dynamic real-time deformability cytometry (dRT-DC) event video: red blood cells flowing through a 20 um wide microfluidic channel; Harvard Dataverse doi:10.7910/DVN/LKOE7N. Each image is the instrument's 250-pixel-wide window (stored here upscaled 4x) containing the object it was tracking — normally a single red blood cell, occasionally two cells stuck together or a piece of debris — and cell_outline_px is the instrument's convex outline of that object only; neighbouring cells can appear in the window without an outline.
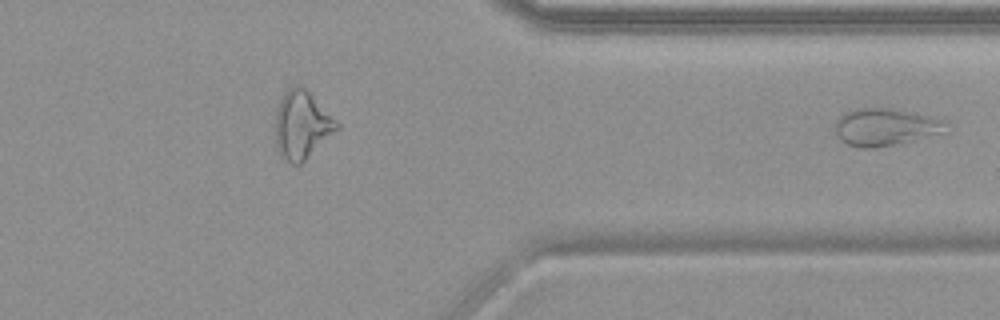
{"species": "common noctule bat (a hibernating species)", "species_latin": "Nyctalus noctula", "temperature_condition": "warm", "stored_images_in_passage": 39, "segment_of_instrument_passage": [2, 2], "camera_frame_rate_fps": 3000, "um_per_image_px": 0.085, "animal": {"sex": "female", "body_mass_g": 19.9}, "frame": {"image": 1, "passage_image": 39, "time_ms": 12.667, "image_size_px": [1000, 320], "cell_outline_px": [[944, 132], [896, 144], [868, 148], [860, 148], [848, 144], [840, 140], [836, 132], [836, 120], [844, 112], [856, 108], [888, 108], [936, 116], [944, 120]], "centroid_in_image_um": [75.23, 10.78], "position_along_channel_um": 336.2, "area_um2": 23.87}}